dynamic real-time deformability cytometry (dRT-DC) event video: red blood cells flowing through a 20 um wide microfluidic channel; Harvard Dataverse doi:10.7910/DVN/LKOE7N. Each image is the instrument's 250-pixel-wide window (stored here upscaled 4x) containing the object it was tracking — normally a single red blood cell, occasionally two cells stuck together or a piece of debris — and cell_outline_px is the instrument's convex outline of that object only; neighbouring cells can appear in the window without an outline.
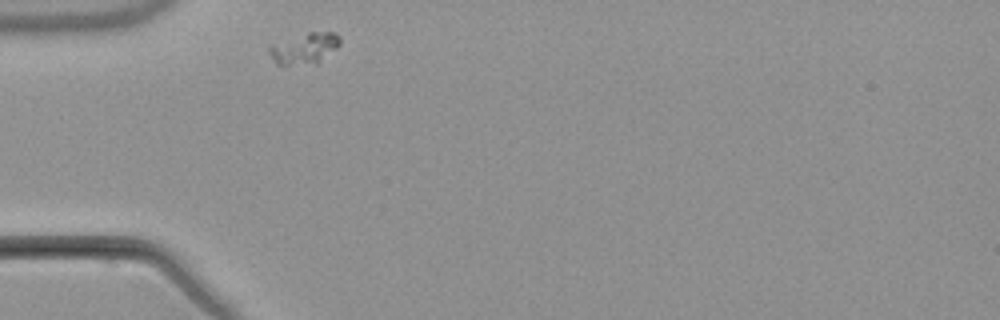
{"species": "common noctule bat (a hibernating species)", "species_latin": "Nyctalus noctula", "temperature_condition": "warm", "stored_images_in_passage": 1, "camera_frame_rate_fps": 3000, "um_per_image_px": 0.085, "animal": {"sex": "male", "body_mass_g": 21.5, "forearm_length_mm": 52.0}, "frame": {"image": 1, "passage_image": 1, "time_ms": 0.0, "image_size_px": [1000, 320], "cell_outline_px": [[340, 44], [336, 48], [316, 64], [276, 64], [268, 52], [268, 44], [308, 32], [336, 32], [340, 36]], "centroid_in_image_um": [25.85, 4.09], "position_along_channel_um": 59.1, "area_um2": 12.83}}